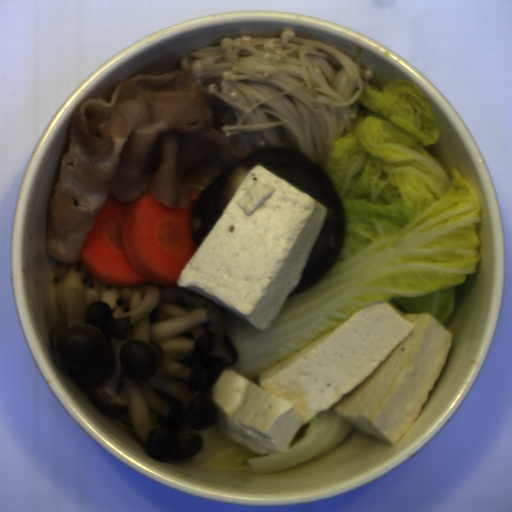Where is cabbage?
Wrapping results in <instances>:
<instances>
[{"instance_id":"cabbage-1","label":"cabbage","mask_w":512,"mask_h":512,"mask_svg":"<svg viewBox=\"0 0 512 512\" xmlns=\"http://www.w3.org/2000/svg\"><path fill=\"white\" fill-rule=\"evenodd\" d=\"M347 135L331 141L323 169L344 212L341 251L328 273L287 297L269 330L220 306L236 362L226 368L259 387L261 373L322 339L377 302L428 314L445 328L480 262L481 200L433 154L439 119L419 87L395 80L364 88Z\"/></svg>"},{"instance_id":"cabbage-2","label":"cabbage","mask_w":512,"mask_h":512,"mask_svg":"<svg viewBox=\"0 0 512 512\" xmlns=\"http://www.w3.org/2000/svg\"><path fill=\"white\" fill-rule=\"evenodd\" d=\"M219 419L205 431H194L203 441L202 449L188 460L216 466H239L247 463L255 475L284 471L331 451L350 433L353 426L331 408L319 412L298 429L288 450L282 454H259L241 442L220 432Z\"/></svg>"}]
</instances>
